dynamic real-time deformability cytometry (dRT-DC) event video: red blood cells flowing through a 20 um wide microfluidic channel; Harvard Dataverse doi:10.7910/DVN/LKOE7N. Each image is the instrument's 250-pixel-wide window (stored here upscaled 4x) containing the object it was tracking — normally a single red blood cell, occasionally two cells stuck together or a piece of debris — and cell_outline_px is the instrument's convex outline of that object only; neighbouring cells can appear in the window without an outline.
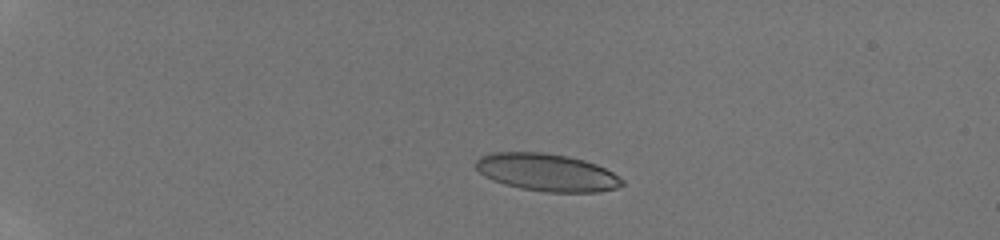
{"species": "human", "species_latin": "Homo sapiens", "temperature_condition": "room temperature", "stored_images_in_passage": 25, "camera_frame_rate_fps": 3000, "um_per_image_px": 0.085, "donor": {"sex": "male"}, "frame": {"image": 1, "passage_image": 1, "time_ms": 0.0, "image_size_px": [1000, 240], "cell_outline_px": [[624, 184], [616, 188], [600, 192], [548, 192], [520, 188], [504, 184], [484, 176], [476, 168], [476, 160], [480, 156], [492, 152], [544, 152], [568, 156], [584, 160], [596, 164], [620, 176], [624, 180]], "centroid_in_image_um": [46.5, 14.65], "position_along_channel_um": 38.5, "area_um2": 32.08}}
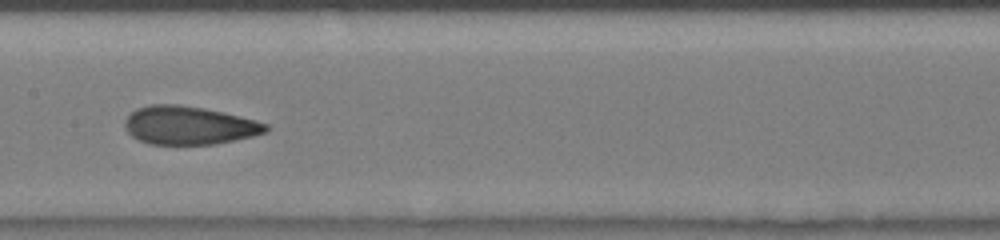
{"frame": {"image": 2, "passage_image": 10, "time_ms": 5.667, "image_size_px": [1000, 240], "cell_outline_px": [[268, 132], [252, 136], [216, 144], [148, 144], [132, 136], [128, 132], [124, 124], [124, 120], [136, 108], [152, 104], [180, 104], [204, 108], [224, 112], [256, 120], [268, 124]], "centroid_in_image_um": [16.07, 10.65], "position_along_channel_um": 191.3, "area_um2": 31.56}}
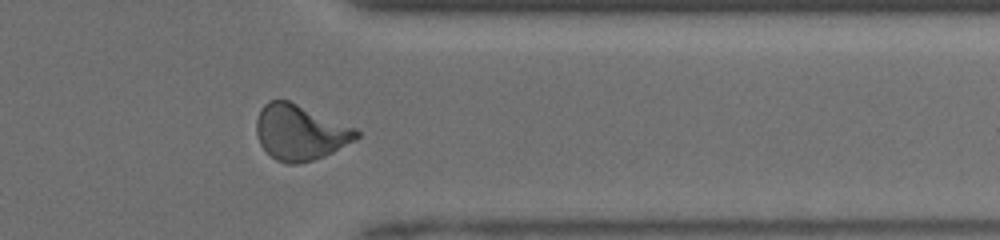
{"frame": {"image": 3, "passage_image": 20, "time_ms": 10.333, "image_size_px": [1000, 240], "cell_outline_px": [[360, 136], [356, 140], [324, 156], [312, 160], [296, 164], [288, 164], [276, 160], [260, 144], [256, 132], [256, 120], [260, 108], [268, 100], [288, 100], [356, 128], [360, 132]], "centroid_in_image_um": [25.5, 11.25], "position_along_channel_um": 385.9, "area_um2": 32.19}, "authors_computed_cell_mechanics": {"area_um2": 31.212, "velocity_mm_per_s": 4.2011, "shape_relaxation_time_tau1_ms": 4.5781, "shape_relaxation_time_tau2_ms": 0.9928, "deformation_change_tau1": 0.154, "deformation_change_tau2": 0.0632}}